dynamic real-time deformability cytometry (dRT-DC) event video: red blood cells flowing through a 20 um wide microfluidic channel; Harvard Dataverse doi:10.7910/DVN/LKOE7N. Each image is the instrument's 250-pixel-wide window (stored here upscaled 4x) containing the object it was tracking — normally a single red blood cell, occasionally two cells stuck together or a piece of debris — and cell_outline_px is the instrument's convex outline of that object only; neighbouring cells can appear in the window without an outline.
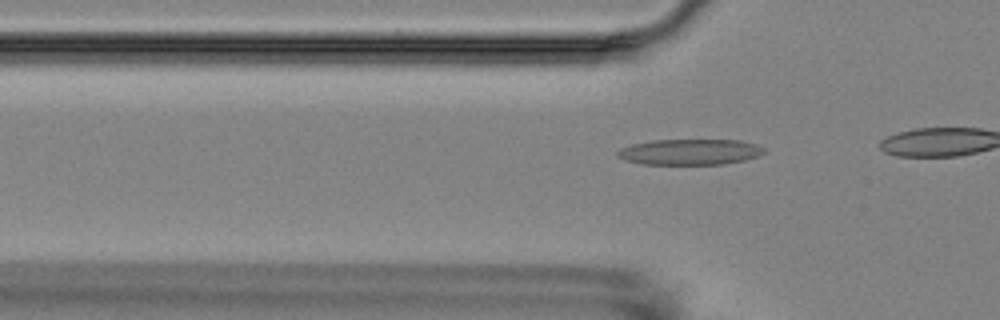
{"species": "Egyptian fruit bat (a non-hibernating species)", "species_latin": "Rousettus aegyptiacus", "temperature_condition": "room temperature", "stored_images_in_passage": 7, "segment_of_instrument_passage": [2, 2], "camera_frame_rate_fps": 3000, "um_per_image_px": 0.085, "animal": {"sex": "female"}, "frame": {"image": 1, "passage_image": 7, "time_ms": 7.667, "image_size_px": [1000, 320], "cell_outline_px": [[764, 152], [760, 156], [744, 160], [724, 164], [644, 164], [624, 160], [616, 156], [616, 152], [620, 148], [632, 144], [652, 140], [740, 140], [756, 144], [764, 148]], "centroid_in_image_um": [58.63, 12.91], "position_along_channel_um": 67.2, "area_um2": 22.08}}